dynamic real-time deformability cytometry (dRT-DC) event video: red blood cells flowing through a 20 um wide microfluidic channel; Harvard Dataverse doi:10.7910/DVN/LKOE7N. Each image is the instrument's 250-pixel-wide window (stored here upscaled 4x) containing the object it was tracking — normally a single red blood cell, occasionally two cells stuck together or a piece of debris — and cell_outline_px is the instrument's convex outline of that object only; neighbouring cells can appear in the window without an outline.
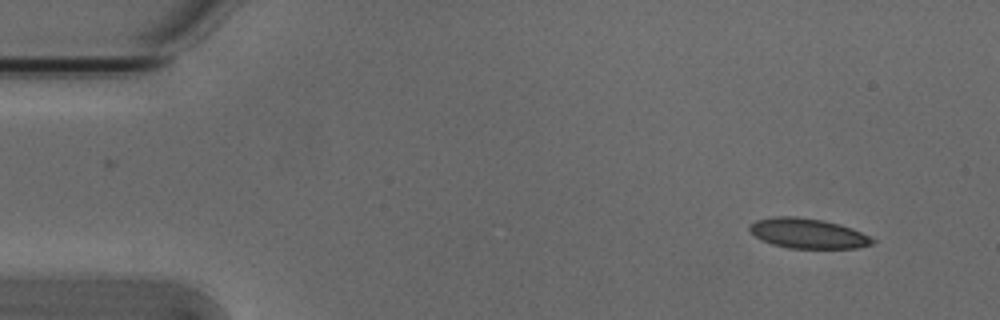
{"species": "Egyptian fruit bat (a non-hibernating species)", "species_latin": "Rousettus aegyptiacus", "temperature_condition": "cold", "stored_images_in_passage": 4, "camera_frame_rate_fps": 3000, "um_per_image_px": 0.085, "animal": {"sex": "male"}, "frame": {"image": 1, "passage_image": 1, "time_ms": 0.0, "image_size_px": [1000, 320], "cell_outline_px": [[876, 240], [872, 244], [856, 248], [788, 248], [772, 244], [760, 240], [748, 228], [756, 220], [776, 216], [796, 216], [824, 220], [840, 224], [852, 228]], "centroid_in_image_um": [68.67, 19.83], "position_along_channel_um": 16.3, "area_um2": 21.39}}
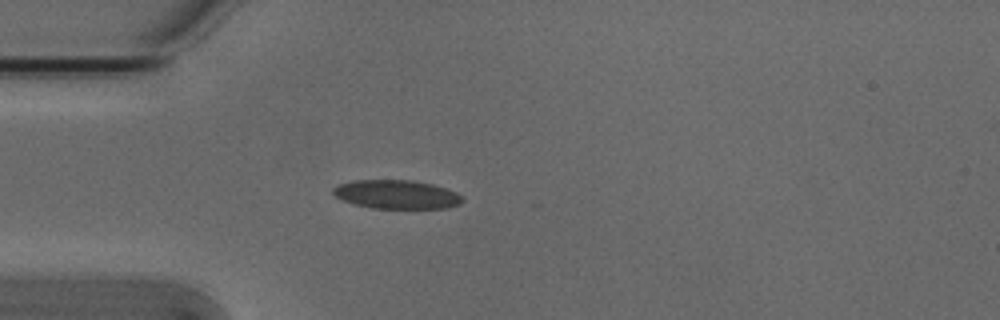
{"frame": {"image": 2, "passage_image": 4, "time_ms": 1.0, "image_size_px": [1000, 320], "cell_outline_px": [[464, 200], [460, 204], [448, 208], [372, 208], [352, 204], [336, 196], [332, 192], [332, 188], [340, 184], [352, 180], [412, 180], [432, 184], [456, 192]], "centroid_in_image_um": [33.7, 16.53], "position_along_channel_um": 51.3, "area_um2": 21.62}}